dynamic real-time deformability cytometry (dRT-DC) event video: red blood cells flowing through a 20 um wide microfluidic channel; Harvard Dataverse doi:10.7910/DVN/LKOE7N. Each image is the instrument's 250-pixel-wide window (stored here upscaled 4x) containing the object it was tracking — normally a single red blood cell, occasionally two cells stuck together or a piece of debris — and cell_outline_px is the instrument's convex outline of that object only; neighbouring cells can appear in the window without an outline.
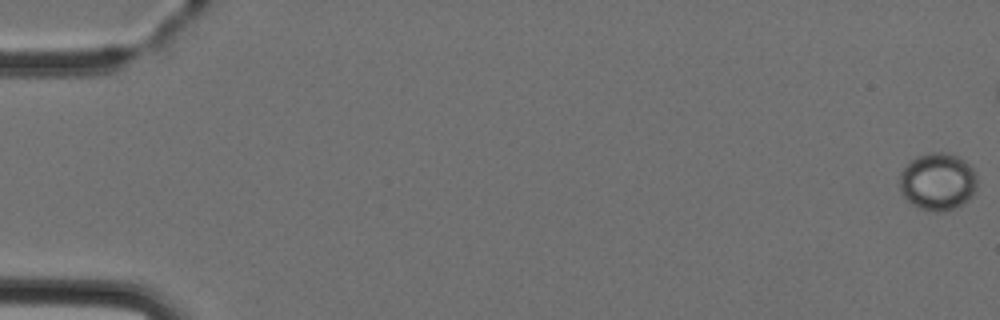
{"species": "Egyptian fruit bat (a non-hibernating species)", "species_latin": "Rousettus aegyptiacus", "temperature_condition": "cold", "stored_images_in_passage": 5, "camera_frame_rate_fps": 3000, "um_per_image_px": 0.085, "animal": {"sex": "female"}, "frame": {"image": 1, "passage_image": 1, "time_ms": 0.0, "image_size_px": [1000, 320], "cell_outline_px": [[976, 184], [972, 196], [968, 200], [944, 212], [936, 212], [916, 208], [900, 192], [900, 172], [908, 160], [916, 156], [928, 152], [948, 152], [964, 160], [976, 172]], "centroid_in_image_um": [79.67, 15.42], "position_along_channel_um": 5.3, "area_um2": 26.18}}